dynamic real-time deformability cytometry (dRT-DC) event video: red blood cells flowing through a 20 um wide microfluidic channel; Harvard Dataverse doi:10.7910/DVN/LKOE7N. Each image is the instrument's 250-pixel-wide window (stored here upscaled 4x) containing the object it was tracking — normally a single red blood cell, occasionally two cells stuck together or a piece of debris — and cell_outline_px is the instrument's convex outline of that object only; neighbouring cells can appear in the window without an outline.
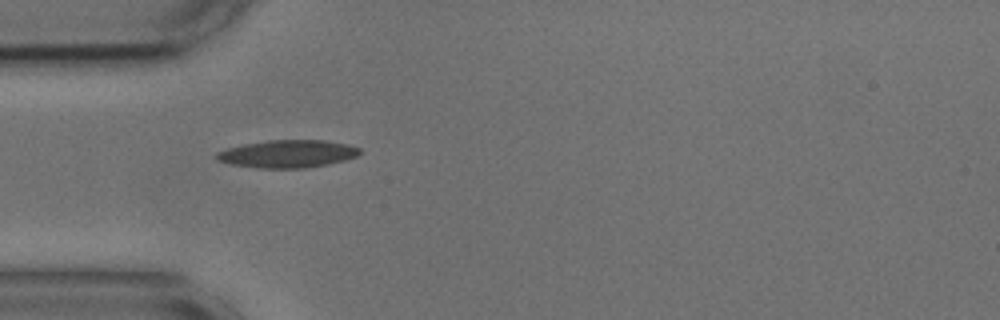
{"species": "common noctule bat (a hibernating species)", "species_latin": "Nyctalus noctula", "temperature_condition": "cold", "stored_images_in_passage": 37, "camera_frame_rate_fps": 3000, "um_per_image_px": 0.085, "animal": {"sex": "male", "body_mass_g": 17.9, "forearm_length_mm": 54.2}, "frame": {"image": 1, "passage_image": 1, "time_ms": 0.0, "image_size_px": [1000, 320], "cell_outline_px": [[360, 152], [356, 156], [344, 160], [328, 164], [304, 168], [260, 168], [232, 164], [216, 160], [216, 152], [228, 148], [244, 144], [268, 140], [324, 140], [348, 144], [360, 148]], "centroid_in_image_um": [24.44, 13.07], "position_along_channel_um": 60.6, "area_um2": 22.95}}
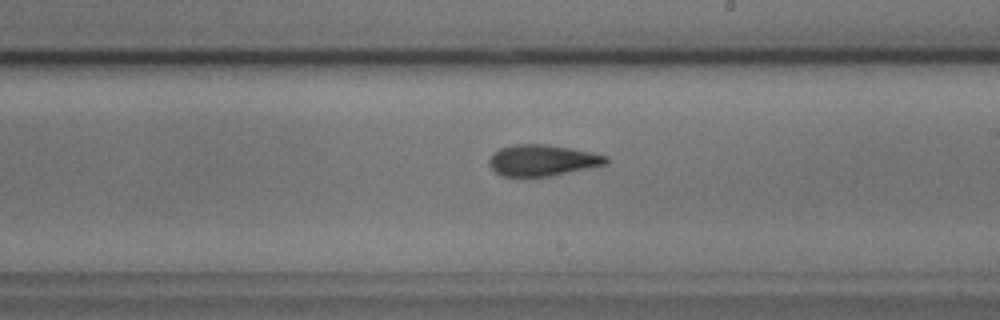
{"frame": {"image": 2, "passage_image": 16, "time_ms": 5.0, "image_size_px": [1000, 320], "cell_outline_px": [[608, 164], [548, 176], [504, 176], [496, 172], [488, 164], [488, 160], [500, 148], [516, 144], [544, 144], [592, 152], [608, 156]], "centroid_in_image_um": [46.12, 13.62], "position_along_channel_um": 242.9, "area_um2": 20.92}}
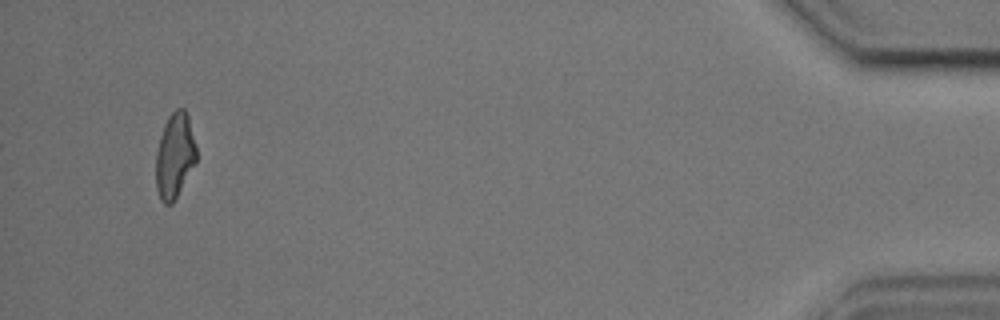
{"frame": {"image": 3, "passage_image": 37, "time_ms": 12.0, "image_size_px": [1000, 320], "cell_outline_px": [[196, 164], [172, 204], [164, 204], [160, 200], [156, 188], [156, 152], [160, 136], [164, 124], [168, 116], [176, 108], [184, 108], [188, 116], [196, 148]], "centroid_in_image_um": [14.84, 13.25], "position_along_channel_um": 420.4, "area_um2": 20.17}, "authors_computed_cell_mechanics": {"area_um2": 20.8658, "velocity_mm_per_s": 3.6562, "shape_relaxation_time_tau1_ms": 5.6147, "shape_relaxation_time_tau2_ms": 3.1002, "deformation_change_tau1": 0.1513, "deformation_change_tau2": 0.1023}}